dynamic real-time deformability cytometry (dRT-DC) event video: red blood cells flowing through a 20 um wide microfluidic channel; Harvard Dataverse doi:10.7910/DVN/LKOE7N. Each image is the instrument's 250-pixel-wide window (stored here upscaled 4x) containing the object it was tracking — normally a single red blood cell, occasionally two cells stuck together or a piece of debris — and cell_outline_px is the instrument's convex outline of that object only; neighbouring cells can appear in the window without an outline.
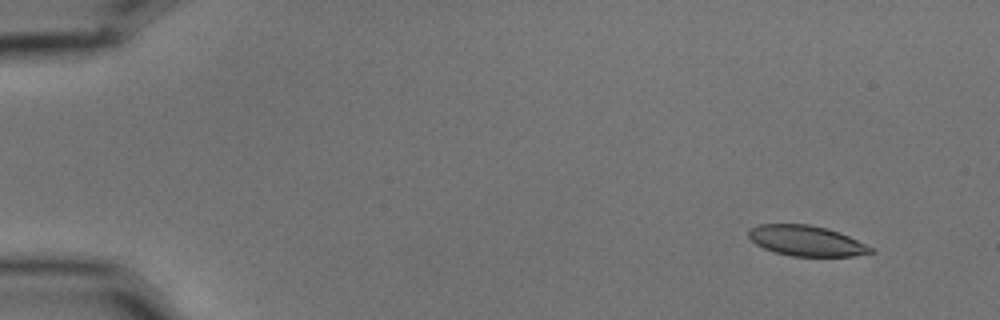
{"species": "common noctule bat (a hibernating species)", "species_latin": "Nyctalus noctula", "temperature_condition": "cold", "stored_images_in_passage": 7, "camera_frame_rate_fps": 3000, "um_per_image_px": 0.085, "animal": {"sex": "male", "body_mass_g": 15.6}, "frame": {"image": 1, "passage_image": 2, "time_ms": 0.333, "image_size_px": [1000, 320], "cell_outline_px": [[876, 252], [852, 256], [792, 256], [776, 252], [764, 248], [756, 244], [748, 236], [748, 228], [760, 224], [808, 224], [828, 228], [840, 232], [876, 248]], "centroid_in_image_um": [68.58, 20.46], "position_along_channel_um": 16.4, "area_um2": 21.85}}
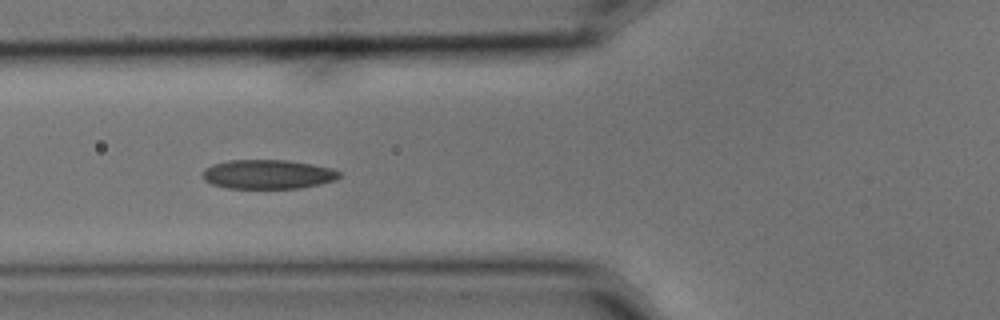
{"frame": {"image": 2, "passage_image": 6, "time_ms": 1.667, "image_size_px": [1000, 320], "cell_outline_px": [[340, 176], [336, 180], [320, 184], [300, 188], [228, 188], [212, 184], [204, 180], [204, 168], [212, 164], [228, 160], [288, 160], [312, 164], [332, 168], [340, 172]], "centroid_in_image_um": [22.78, 14.81], "position_along_channel_um": 103.0, "area_um2": 23.29}}
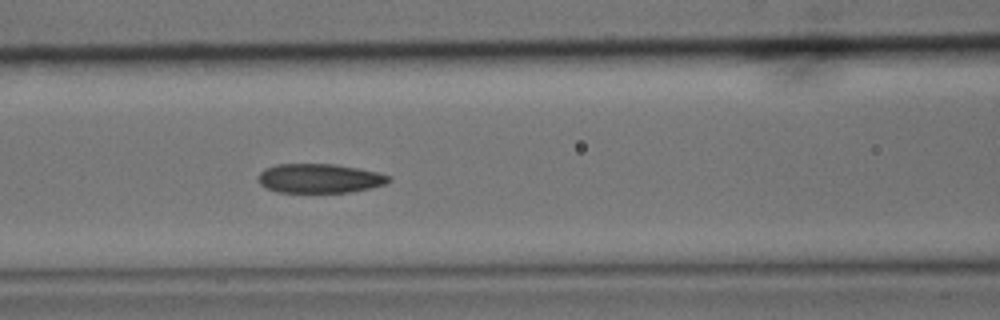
{"frame": {"image": 3, "passage_image": 7, "time_ms": 2.0, "image_size_px": [1000, 320], "cell_outline_px": [[392, 180], [384, 184], [372, 188], [348, 192], [276, 192], [264, 188], [260, 184], [256, 176], [264, 168], [276, 164], [332, 164], [356, 168], [376, 172], [392, 176]], "centroid_in_image_um": [27.11, 15.16], "position_along_channel_um": 139.5, "area_um2": 22.37}}